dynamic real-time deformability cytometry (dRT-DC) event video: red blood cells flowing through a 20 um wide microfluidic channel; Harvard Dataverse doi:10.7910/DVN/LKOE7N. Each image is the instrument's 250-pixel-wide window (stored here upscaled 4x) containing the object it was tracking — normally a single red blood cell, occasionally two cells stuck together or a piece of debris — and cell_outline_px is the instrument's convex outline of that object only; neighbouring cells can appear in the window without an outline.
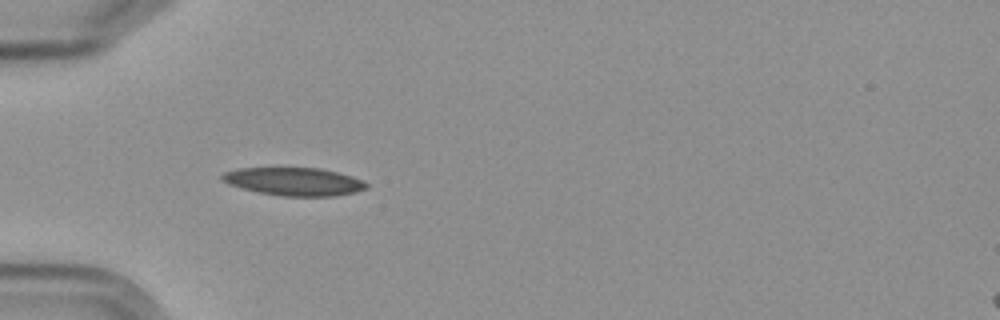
{"species": "Egyptian fruit bat (a non-hibernating species)", "species_latin": "Rousettus aegyptiacus", "temperature_condition": "cold", "stored_images_in_passage": 2, "camera_frame_rate_fps": 3000, "um_per_image_px": 0.085, "frame": {"image": 1, "passage_image": 1, "time_ms": 0.0, "image_size_px": [1000, 320], "cell_outline_px": [[368, 188], [356, 192], [332, 196], [280, 196], [260, 192], [228, 184], [220, 180], [220, 176], [224, 172], [236, 168], [320, 168], [352, 176], [364, 180], [368, 184]], "centroid_in_image_um": [25.0, 15.43], "position_along_channel_um": 60.0, "area_um2": 23.58}}